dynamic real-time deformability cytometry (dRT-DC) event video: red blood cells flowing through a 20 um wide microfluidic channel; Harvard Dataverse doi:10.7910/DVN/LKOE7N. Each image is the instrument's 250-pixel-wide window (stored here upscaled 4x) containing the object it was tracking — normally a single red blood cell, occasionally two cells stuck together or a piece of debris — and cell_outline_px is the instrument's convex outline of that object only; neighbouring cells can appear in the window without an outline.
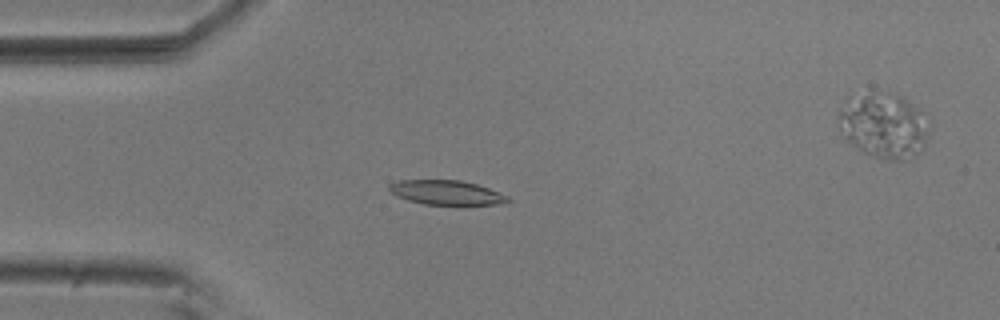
{"species": "common noctule bat (a hibernating species)", "species_latin": "Nyctalus noctula", "temperature_condition": "room temperature", "stored_images_in_passage": 54, "segment_of_instrument_passage": [1, 2], "camera_frame_rate_fps": 3000, "um_per_image_px": 0.085, "animal": {"sex": "male", "body_mass_g": 20.5, "forearm_length_mm": 52.5}, "frame": {"image": 1, "passage_image": 13, "time_ms": 4.0, "image_size_px": [1000, 320], "cell_outline_px": [[512, 200], [500, 204], [464, 208], [460, 208], [424, 204], [408, 200], [396, 196], [388, 192], [388, 184], [400, 180], [460, 180], [476, 184], [488, 188], [508, 196]], "centroid_in_image_um": [37.98, 16.43], "position_along_channel_um": 47.0, "area_um2": 17.98}}
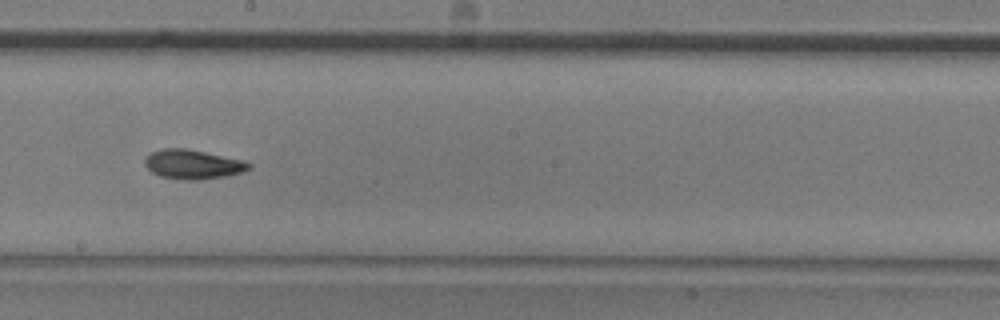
{"frame": {"image": 2, "passage_image": 29, "time_ms": 9.333, "image_size_px": [1000, 320], "cell_outline_px": [[252, 168], [244, 172], [224, 176], [196, 180], [188, 180], [160, 176], [152, 172], [144, 164], [144, 160], [152, 152], [164, 148], [184, 148], [204, 152], [240, 160], [252, 164]], "centroid_in_image_um": [16.39, 13.97], "position_along_channel_um": 231.8, "area_um2": 17.46}}
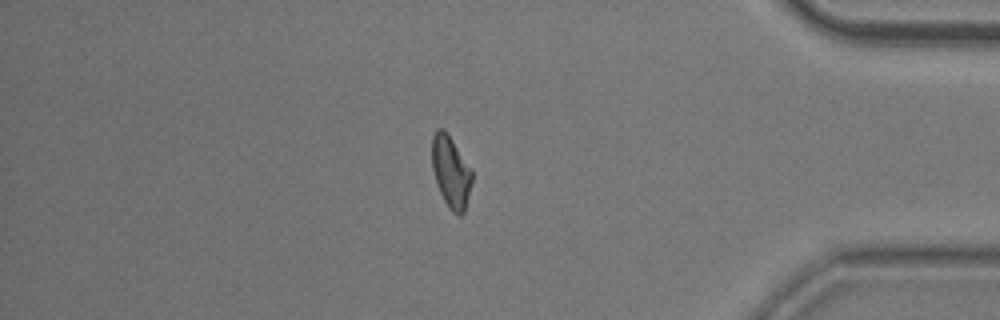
{"frame": {"image": 3, "passage_image": 45, "time_ms": 14.667, "image_size_px": [1000, 320], "cell_outline_px": [[472, 180], [464, 212], [460, 216], [456, 216], [448, 208], [440, 192], [432, 168], [432, 136], [436, 128], [444, 128], [472, 168]], "centroid_in_image_um": [38.32, 14.59], "position_along_channel_um": 396.9, "area_um2": 16.82}}